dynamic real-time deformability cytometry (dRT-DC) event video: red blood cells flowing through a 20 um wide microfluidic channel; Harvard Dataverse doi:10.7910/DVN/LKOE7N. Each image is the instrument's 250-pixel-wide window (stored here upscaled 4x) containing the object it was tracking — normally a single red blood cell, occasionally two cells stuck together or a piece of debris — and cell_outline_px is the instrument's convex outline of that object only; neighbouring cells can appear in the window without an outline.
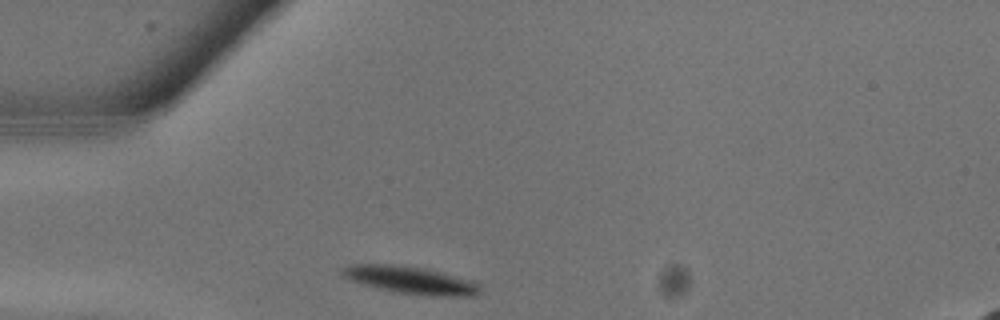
{"species": "common noctule bat (a hibernating species)", "species_latin": "Nyctalus noctula", "temperature_condition": "warm", "stored_images_in_passage": 5, "camera_frame_rate_fps": 3000, "um_per_image_px": 0.085, "animal": {"sex": "male", "body_mass_g": 13.3}, "frame": {"image": 1, "passage_image": 1, "time_ms": 0.0, "image_size_px": [1000, 320], "cell_outline_px": [[480, 292], [472, 296], [452, 296], [400, 292], [380, 288], [364, 284], [352, 280], [344, 276], [340, 272], [340, 268], [352, 264], [396, 264], [424, 268], [472, 280], [480, 284]], "centroid_in_image_um": [34.9, 23.78], "position_along_channel_um": 50.1, "area_um2": 21.5}}
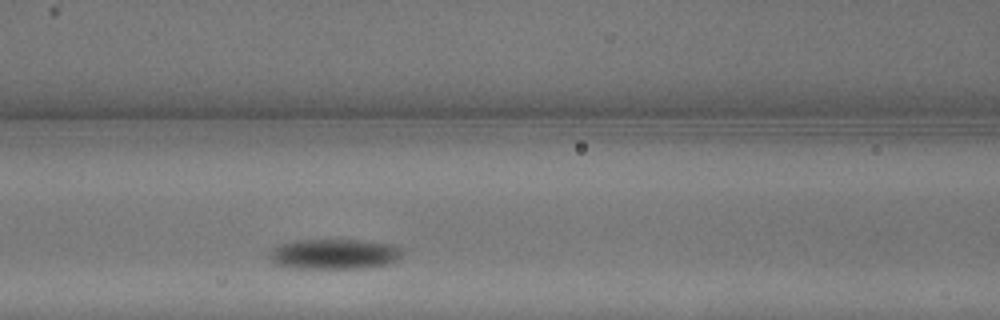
{"frame": {"image": 2, "passage_image": 5, "time_ms": 1.333, "image_size_px": [1000, 320], "cell_outline_px": [[404, 252], [396, 260], [388, 264], [368, 268], [296, 268], [272, 264], [268, 260], [268, 256], [272, 248], [280, 244], [292, 240], [364, 240], [396, 244], [404, 248]], "centroid_in_image_um": [28.42, 21.59], "position_along_channel_um": 138.2, "area_um2": 23.99}}